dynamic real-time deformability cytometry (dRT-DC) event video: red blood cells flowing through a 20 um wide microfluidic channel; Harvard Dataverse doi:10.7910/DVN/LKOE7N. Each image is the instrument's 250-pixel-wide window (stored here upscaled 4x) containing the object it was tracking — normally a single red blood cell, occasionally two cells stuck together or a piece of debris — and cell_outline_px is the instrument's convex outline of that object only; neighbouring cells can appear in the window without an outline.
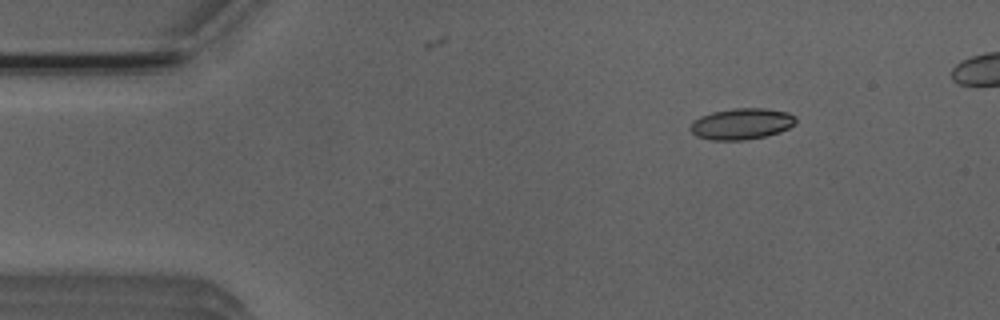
{"species": "Egyptian fruit bat (a non-hibernating species)", "species_latin": "Rousettus aegyptiacus", "temperature_condition": "room temperature", "stored_images_in_passage": 49, "camera_frame_rate_fps": 3000, "um_per_image_px": 0.085, "animal": {"sex": "male"}, "frame": {"image": 1, "passage_image": 7, "time_ms": 2.0, "image_size_px": [1000, 320], "cell_outline_px": [[796, 124], [780, 132], [764, 136], [744, 140], [712, 140], [696, 136], [688, 128], [692, 120], [700, 116], [712, 112], [732, 108], [764, 108], [788, 112], [796, 116]], "centroid_in_image_um": [63.02, 10.52], "position_along_channel_um": 22.0, "area_um2": 19.36}}
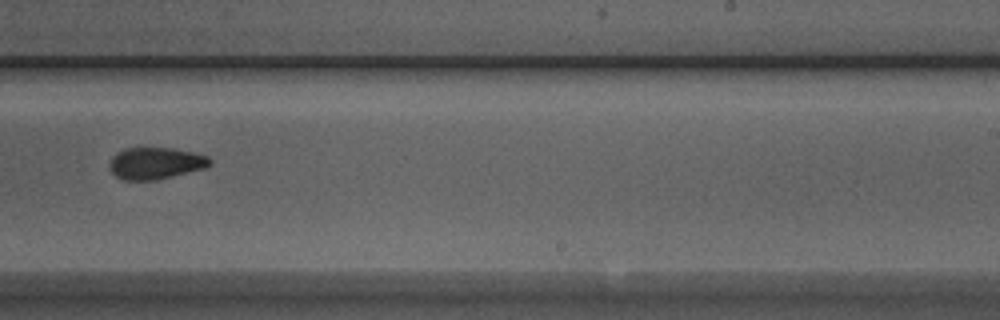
{"frame": {"image": 2, "passage_image": 32, "time_ms": 10.333, "image_size_px": [1000, 320], "cell_outline_px": [[212, 164], [204, 168], [156, 180], [124, 180], [116, 176], [108, 168], [108, 164], [112, 156], [116, 152], [124, 148], [172, 148], [192, 152], [208, 156], [212, 160]], "centroid_in_image_um": [13.19, 13.87], "position_along_channel_um": 275.8, "area_um2": 18.67}}
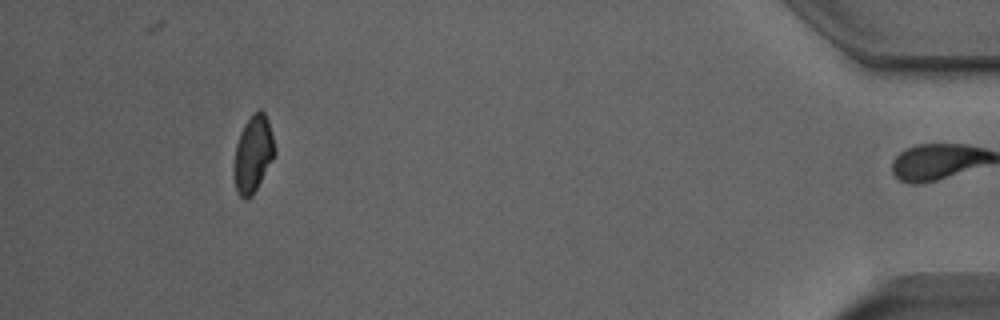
{"frame": {"image": 3, "passage_image": 48, "time_ms": 15.667, "image_size_px": [1000, 320], "cell_outline_px": [[276, 152], [272, 160], [252, 196], [244, 200], [236, 192], [236, 144], [240, 132], [244, 124], [252, 112], [260, 108], [264, 112], [268, 120]], "centroid_in_image_um": [21.54, 13.03], "position_along_channel_um": 413.7, "area_um2": 17.74}, "authors_computed_cell_mechanics": {"area_um2": 18.9006, "velocity_mm_per_s": 3.9181, "shape_relaxation_time_tau1_ms": 4.7968, "shape_relaxation_time_tau2_ms": 3.662, "deformation_change_tau1": 0.1187, "deformation_change_tau2": 0.0733}}